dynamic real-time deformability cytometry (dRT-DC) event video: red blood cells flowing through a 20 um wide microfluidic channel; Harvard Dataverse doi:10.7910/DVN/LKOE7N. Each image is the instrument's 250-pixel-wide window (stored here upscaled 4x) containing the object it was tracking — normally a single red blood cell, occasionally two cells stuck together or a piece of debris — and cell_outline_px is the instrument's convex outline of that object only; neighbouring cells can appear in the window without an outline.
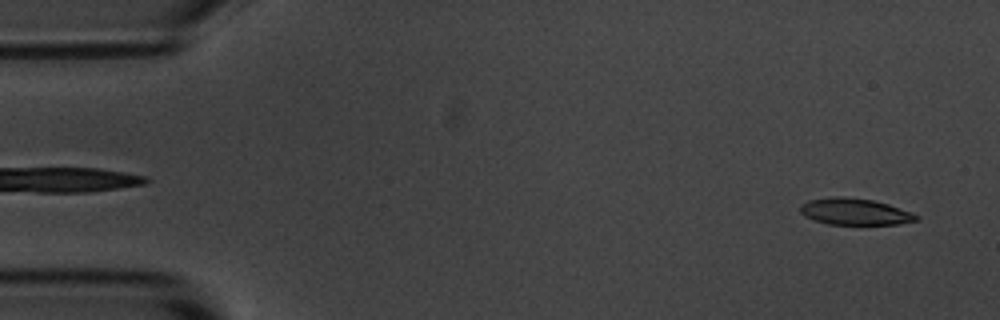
{"species": "common noctule bat (a hibernating species)", "species_latin": "Nyctalus noctula", "temperature_condition": "room temperature", "stored_images_in_passage": 2, "camera_frame_rate_fps": 3000, "um_per_image_px": 0.085, "animal": {"sex": "male", "body_mass_g": 20.1, "forearm_length_mm": 53.5}, "frame": {"image": 1, "passage_image": 2, "time_ms": 1.0, "image_size_px": [1000, 320], "cell_outline_px": [[920, 216], [916, 220], [896, 224], [828, 224], [812, 220], [804, 216], [800, 212], [800, 204], [808, 200], [832, 196], [844, 196], [872, 200], [888, 204], [912, 212]], "centroid_in_image_um": [72.61, 17.98], "position_along_channel_um": 12.4, "area_um2": 18.03}}